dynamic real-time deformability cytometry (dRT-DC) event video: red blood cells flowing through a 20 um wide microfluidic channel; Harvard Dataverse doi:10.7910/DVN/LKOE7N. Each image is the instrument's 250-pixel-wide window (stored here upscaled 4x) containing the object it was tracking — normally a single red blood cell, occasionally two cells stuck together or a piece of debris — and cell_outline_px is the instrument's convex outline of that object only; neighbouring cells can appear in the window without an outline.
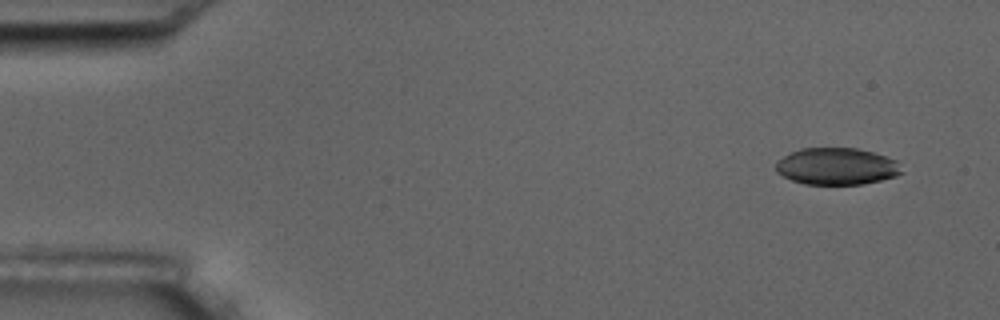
{"species": "common noctule bat (a hibernating species)", "species_latin": "Nyctalus noctula", "temperature_condition": "room temperature", "stored_images_in_passage": 5, "camera_frame_rate_fps": 3000, "um_per_image_px": 0.085, "animal": {"sex": "male", "body_mass_g": 17.5, "forearm_length_mm": 52.3}, "frame": {"image": 1, "passage_image": 1, "time_ms": 0.0, "image_size_px": [1000, 320], "cell_outline_px": [[904, 172], [896, 176], [864, 184], [804, 184], [792, 180], [776, 172], [776, 164], [784, 156], [800, 148], [856, 148], [872, 152], [896, 160]], "centroid_in_image_um": [71.14, 14.14], "position_along_channel_um": 13.9, "area_um2": 26.88}}
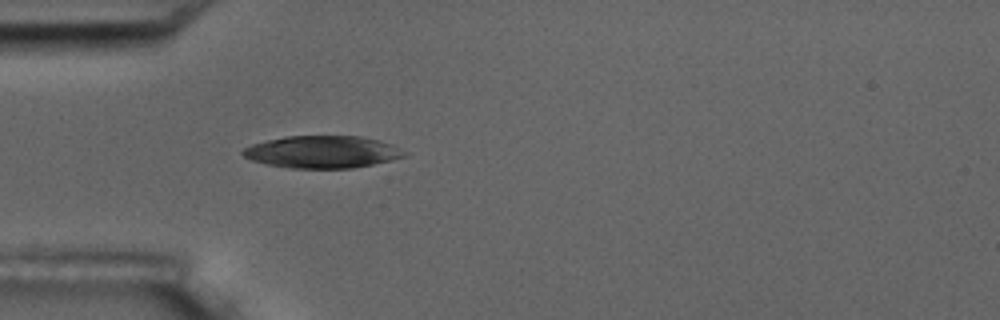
{"frame": {"image": 2, "passage_image": 5, "time_ms": 4.333, "image_size_px": [1000, 320], "cell_outline_px": [[408, 156], [392, 160], [352, 168], [288, 168], [264, 164], [252, 160], [244, 156], [240, 152], [244, 148], [252, 144], [284, 136], [360, 136], [380, 140], [392, 144], [408, 152]], "centroid_in_image_um": [27.43, 12.91], "position_along_channel_um": 57.6, "area_um2": 30.58}}